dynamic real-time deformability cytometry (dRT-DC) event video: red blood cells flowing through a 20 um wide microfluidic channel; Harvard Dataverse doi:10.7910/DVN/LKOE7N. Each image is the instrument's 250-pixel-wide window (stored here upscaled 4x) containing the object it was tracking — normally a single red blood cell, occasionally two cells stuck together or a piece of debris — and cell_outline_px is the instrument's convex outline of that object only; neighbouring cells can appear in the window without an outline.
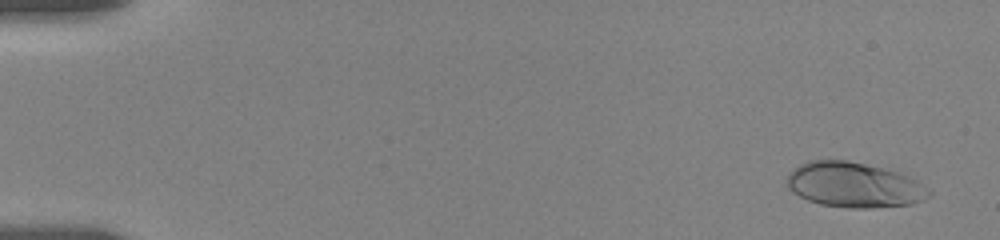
{"species": "human", "species_latin": "Homo sapiens", "temperature_condition": "room temperature", "stored_images_in_passage": 59, "camera_frame_rate_fps": 3000, "um_per_image_px": 0.085, "donor": {"sex": "female"}, "frame": {"image": 1, "passage_image": 1, "time_ms": 0.0, "image_size_px": [1000, 240], "cell_outline_px": [[932, 196], [924, 200], [912, 204], [872, 208], [848, 208], [820, 204], [808, 200], [792, 192], [788, 188], [788, 176], [792, 168], [808, 160], [848, 160], [884, 168], [908, 176], [916, 180], [928, 188], [932, 192]], "centroid_in_image_um": [72.61, 15.72], "position_along_channel_um": 12.4, "area_um2": 37.51}}
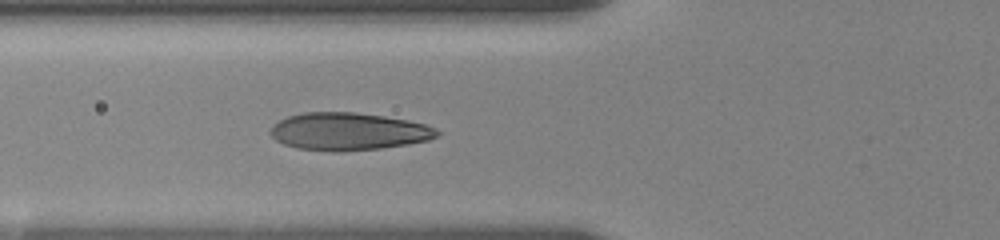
{"frame": {"image": 2, "passage_image": 49, "time_ms": 6.333, "image_size_px": [1000, 240], "cell_outline_px": [[440, 132], [436, 136], [428, 140], [408, 144], [380, 148], [336, 152], [332, 152], [296, 148], [284, 144], [276, 140], [268, 132], [272, 124], [288, 116], [304, 112], [352, 112], [384, 116], [408, 120], [424, 124], [436, 128]], "centroid_in_image_um": [29.57, 11.18], "position_along_channel_um": 96.2, "area_um2": 36.53}}
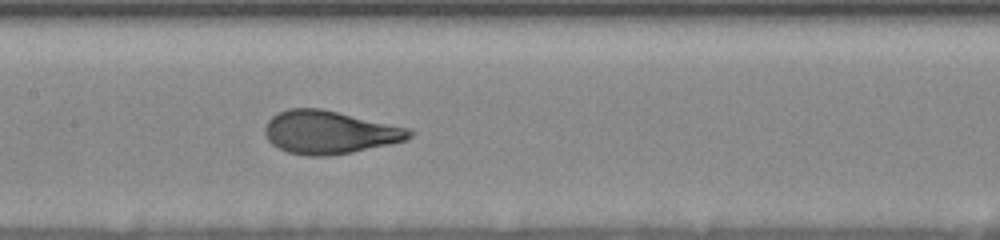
{"frame": {"image": 3, "passage_image": 59, "time_ms": 8.667, "image_size_px": [1000, 240], "cell_outline_px": [[416, 132], [408, 140], [352, 152], [328, 156], [308, 156], [288, 152], [272, 144], [268, 140], [264, 132], [264, 128], [268, 120], [272, 116], [288, 108], [320, 108], [408, 128]], "centroid_in_image_um": [28.0, 11.25], "position_along_channel_um": 179.4, "area_um2": 36.13}}